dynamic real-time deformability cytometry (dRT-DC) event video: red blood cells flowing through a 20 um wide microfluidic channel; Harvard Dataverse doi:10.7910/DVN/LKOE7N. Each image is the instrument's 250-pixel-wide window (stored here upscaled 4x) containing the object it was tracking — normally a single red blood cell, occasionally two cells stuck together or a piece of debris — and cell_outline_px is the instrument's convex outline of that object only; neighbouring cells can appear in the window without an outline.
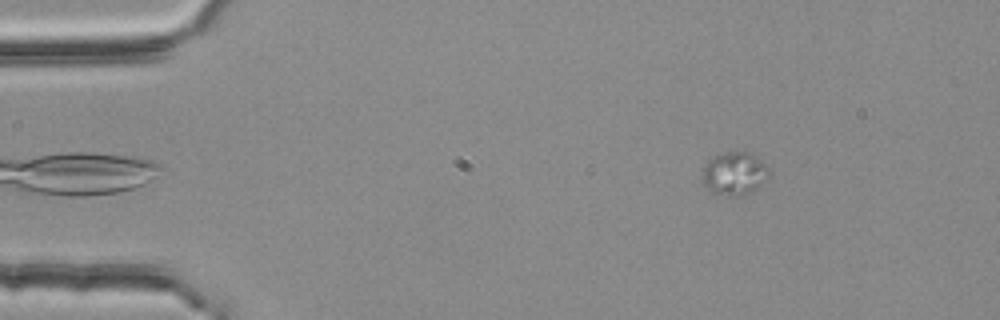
{"species": "common noctule bat (a hibernating species)", "species_latin": "Nyctalus noctula", "temperature_condition": "room temperature", "stored_images_in_passage": 3, "camera_frame_rate_fps": 3000, "um_per_image_px": 0.085, "animal": {"sex": "female", "body_mass_g": 25.1}, "frame": {"image": 1, "passage_image": 3, "time_ms": 0.667, "image_size_px": [1000, 320], "cell_outline_px": [[772, 172], [760, 184], [748, 192], [736, 196], [724, 196], [712, 192], [704, 184], [700, 176], [700, 172], [704, 164], [708, 160], [724, 152], [748, 152], [764, 164]], "centroid_in_image_um": [62.35, 14.75], "position_along_channel_um": 22.6, "area_um2": 16.53}}